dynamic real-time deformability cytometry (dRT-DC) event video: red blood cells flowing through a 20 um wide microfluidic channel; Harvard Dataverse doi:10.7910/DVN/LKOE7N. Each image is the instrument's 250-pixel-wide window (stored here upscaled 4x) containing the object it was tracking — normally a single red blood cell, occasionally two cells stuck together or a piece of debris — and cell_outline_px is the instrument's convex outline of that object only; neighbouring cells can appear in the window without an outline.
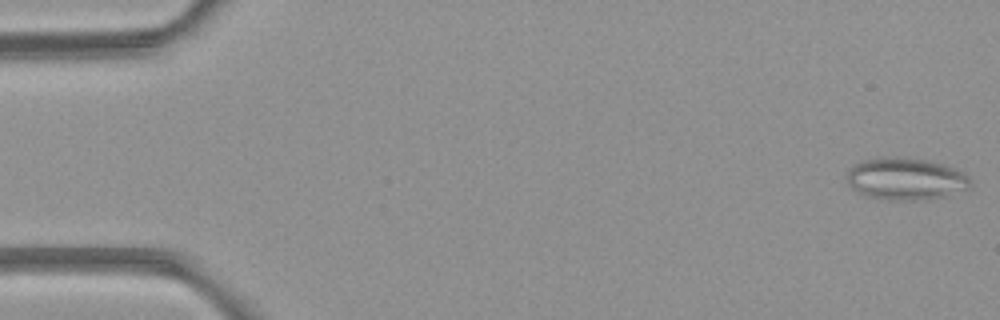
{"species": "common noctule bat (a hibernating species)", "species_latin": "Nyctalus noctula", "temperature_condition": "room temperature", "stored_images_in_passage": 5, "camera_frame_rate_fps": 3000, "um_per_image_px": 0.085, "animal": {"sex": "female", "body_mass_g": 21.9}, "frame": {"image": 1, "passage_image": 1, "time_ms": 0.0, "image_size_px": [1000, 320], "cell_outline_px": [[972, 184], [968, 188], [944, 196], [916, 200], [888, 200], [864, 196], [852, 188], [848, 184], [848, 168], [864, 160], [876, 156], [900, 156], [928, 160], [944, 164], [956, 168], [964, 172], [968, 176]], "centroid_in_image_um": [76.97, 15.18], "position_along_channel_um": 8.0, "area_um2": 30.69}}